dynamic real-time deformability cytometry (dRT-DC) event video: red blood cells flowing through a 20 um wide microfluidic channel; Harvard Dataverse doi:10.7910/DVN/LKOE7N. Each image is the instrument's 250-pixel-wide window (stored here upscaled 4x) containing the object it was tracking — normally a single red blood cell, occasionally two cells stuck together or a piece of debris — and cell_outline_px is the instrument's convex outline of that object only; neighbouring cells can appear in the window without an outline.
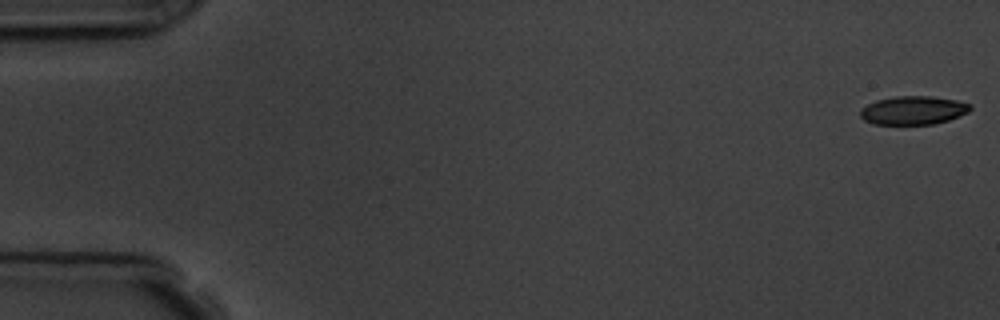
{"species": "common noctule bat (a hibernating species)", "species_latin": "Nyctalus noctula", "temperature_condition": "room temperature", "stored_images_in_passage": 10, "camera_frame_rate_fps": 3000, "um_per_image_px": 0.085, "animal": {"sex": "male", "body_mass_g": 19.5, "forearm_length_mm": 54.6}, "frame": {"image": 1, "passage_image": 1, "time_ms": 0.0, "image_size_px": [1000, 320], "cell_outline_px": [[972, 108], [968, 112], [948, 120], [932, 124], [872, 124], [864, 120], [860, 116], [860, 108], [876, 100], [896, 96], [932, 96], [956, 100], [972, 104]], "centroid_in_image_um": [77.61, 9.37], "position_along_channel_um": 7.4, "area_um2": 18.32}}
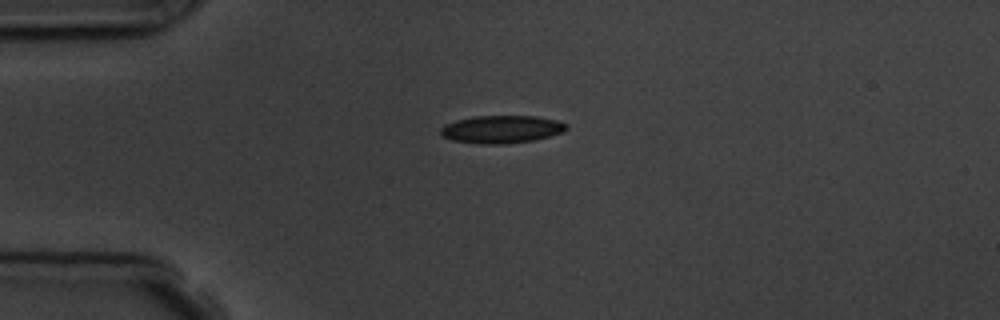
{"frame": {"image": 2, "passage_image": 4, "time_ms": 4.333, "image_size_px": [1000, 320], "cell_outline_px": [[568, 128], [564, 132], [536, 140], [508, 144], [480, 144], [452, 140], [440, 136], [440, 128], [444, 124], [456, 120], [472, 116], [536, 116], [556, 120], [568, 124]], "centroid_in_image_um": [42.63, 10.99], "position_along_channel_um": 42.4, "area_um2": 20.69}}
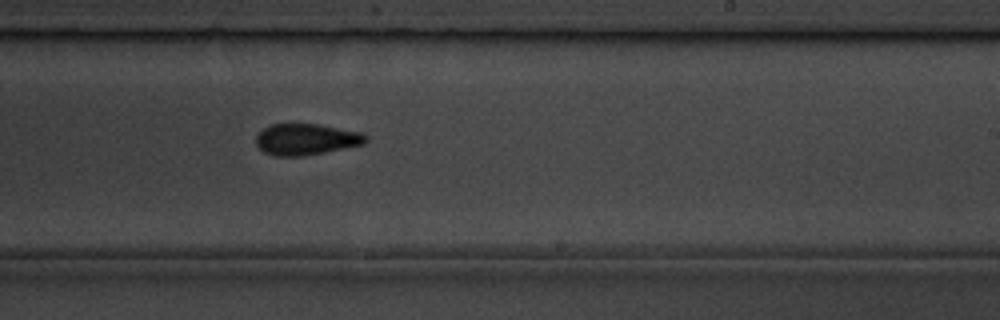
{"frame": {"image": 3, "passage_image": 10, "time_ms": 11.0, "image_size_px": [1000, 320], "cell_outline_px": [[368, 140], [364, 144], [300, 156], [272, 156], [264, 152], [256, 144], [256, 136], [264, 128], [272, 124], [320, 124], [364, 132], [368, 136]], "centroid_in_image_um": [26.05, 11.83], "position_along_channel_um": 263.0, "area_um2": 20.0}}